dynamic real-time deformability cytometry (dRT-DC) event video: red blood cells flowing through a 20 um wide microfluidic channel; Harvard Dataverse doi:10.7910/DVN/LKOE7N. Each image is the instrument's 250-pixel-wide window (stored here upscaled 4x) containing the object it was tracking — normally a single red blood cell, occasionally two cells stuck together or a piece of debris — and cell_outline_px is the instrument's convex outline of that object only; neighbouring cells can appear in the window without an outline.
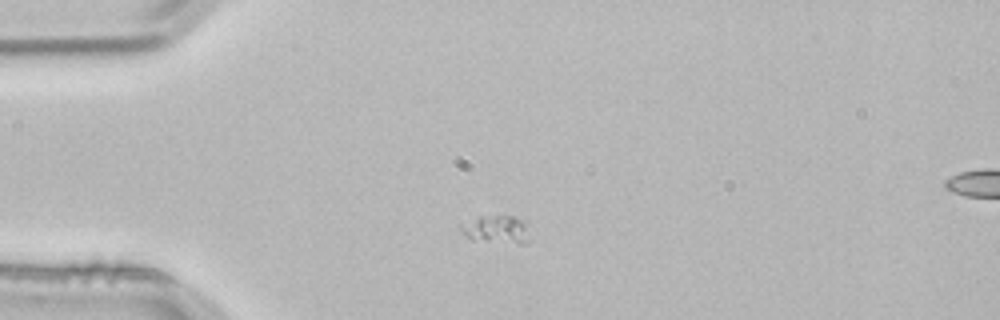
{"species": "common noctule bat (a hibernating species)", "species_latin": "Nyctalus noctula", "temperature_condition": "room temperature", "stored_images_in_passage": 2, "camera_frame_rate_fps": 3000, "um_per_image_px": 0.085, "animal": {"sex": "male", "body_mass_g": 21.5, "forearm_length_mm": 52.0}, "frame": {"image": 1, "passage_image": 1, "time_ms": 0.0, "image_size_px": [1000, 320], "cell_outline_px": [[532, 240], [524, 244], [520, 244], [472, 240], [464, 236], [460, 228], [460, 224], [480, 216], [516, 216], [524, 220]], "centroid_in_image_um": [42.24, 19.52], "position_along_channel_um": 42.8, "area_um2": 11.56}}